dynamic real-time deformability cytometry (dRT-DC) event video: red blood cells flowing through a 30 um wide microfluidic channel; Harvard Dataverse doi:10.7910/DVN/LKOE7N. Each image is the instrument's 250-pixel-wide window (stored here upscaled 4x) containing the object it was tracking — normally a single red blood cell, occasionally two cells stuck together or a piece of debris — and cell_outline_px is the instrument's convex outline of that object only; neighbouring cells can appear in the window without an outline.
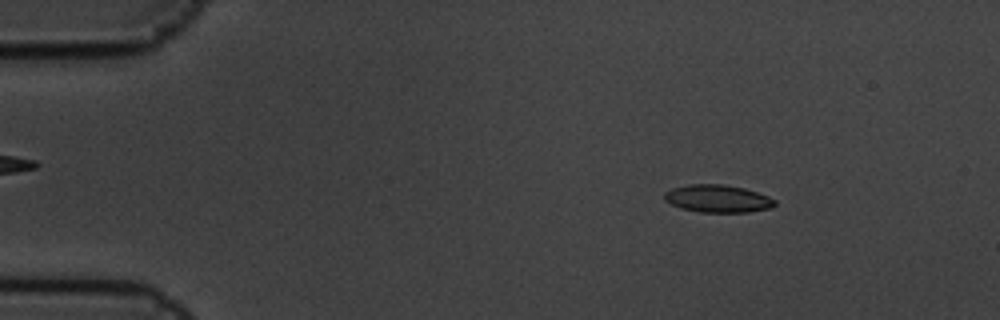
{"species": "common noctule bat (a hibernating species)", "species_latin": "Nyctalus noctula", "temperature_condition": "cold", "stored_images_in_passage": 4, "camera_frame_rate_fps": 3000, "um_per_image_px": 0.085, "animal": {"sex": "male", "body_mass_g": 19.5, "forearm_length_mm": 54.6}, "frame": {"image": 1, "passage_image": 2, "time_ms": 0.333, "image_size_px": [1000, 320], "cell_outline_px": [[776, 204], [772, 208], [748, 212], [700, 212], [680, 208], [664, 200], [664, 192], [672, 188], [688, 184], [724, 184], [744, 188], [768, 196], [776, 200]], "centroid_in_image_um": [61.0, 16.88], "position_along_channel_um": 24.0, "area_um2": 17.86}}
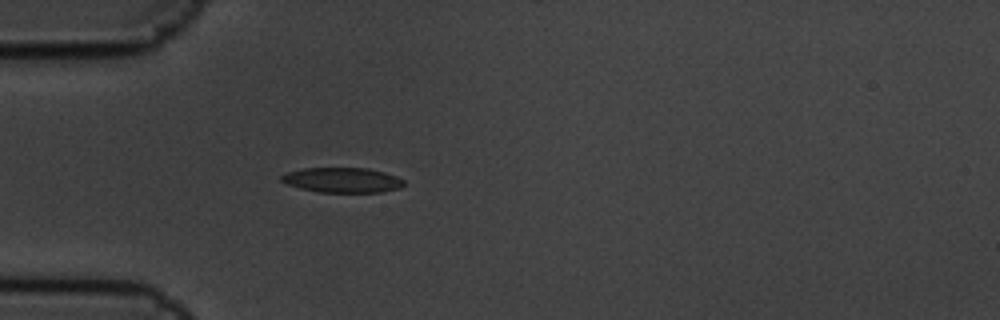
{"frame": {"image": 2, "passage_image": 4, "time_ms": 1.0, "image_size_px": [1000, 320], "cell_outline_px": [[404, 184], [400, 188], [380, 192], [316, 192], [300, 188], [288, 184], [280, 180], [280, 176], [288, 172], [304, 168], [368, 168], [384, 172], [396, 176], [404, 180]], "centroid_in_image_um": [29.1, 15.3], "position_along_channel_um": 55.9, "area_um2": 17.8}}